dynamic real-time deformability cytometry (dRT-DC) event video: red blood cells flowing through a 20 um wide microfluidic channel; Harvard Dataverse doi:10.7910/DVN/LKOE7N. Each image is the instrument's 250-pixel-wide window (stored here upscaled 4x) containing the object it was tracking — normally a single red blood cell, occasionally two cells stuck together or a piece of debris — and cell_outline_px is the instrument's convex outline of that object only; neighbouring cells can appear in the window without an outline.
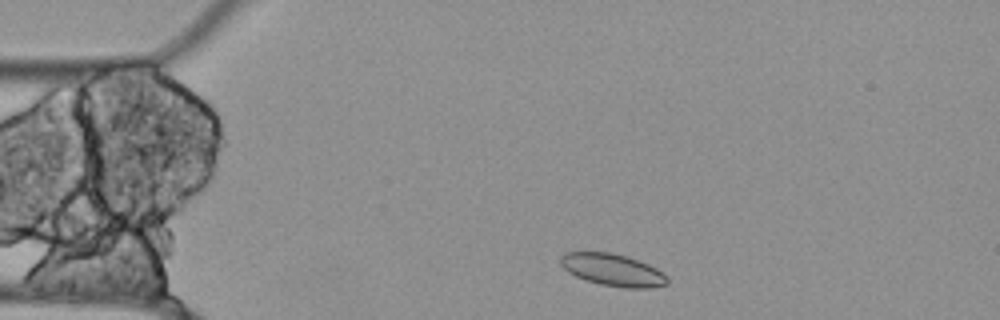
{"species": "Egyptian fruit bat (a non-hibernating species)", "species_latin": "Rousettus aegyptiacus", "temperature_condition": "cold", "stored_images_in_passage": 47, "camera_frame_rate_fps": 3000, "um_per_image_px": 0.085, "animal": {"sex": "female"}, "frame": {"image": 1, "passage_image": 2, "time_ms": 0.333, "image_size_px": [1000, 320], "cell_outline_px": [[668, 284], [652, 288], [624, 288], [600, 284], [576, 276], [568, 272], [560, 264], [560, 256], [564, 252], [612, 252], [628, 256], [648, 264], [664, 272], [668, 276]], "centroid_in_image_um": [52.11, 22.94], "position_along_channel_um": 32.9, "area_um2": 20.23}}
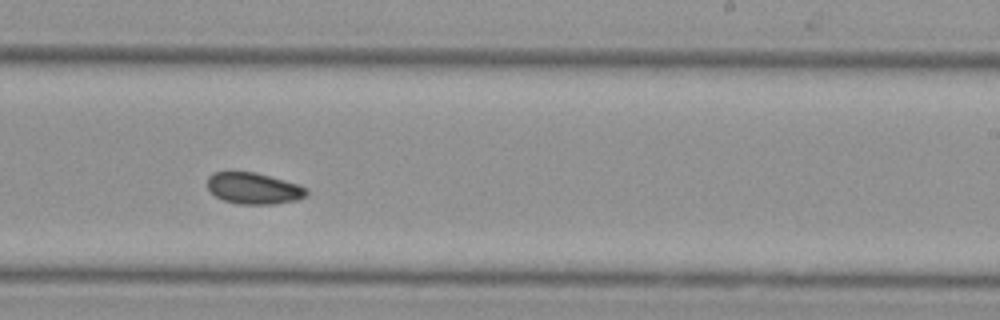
{"frame": {"image": 2, "passage_image": 25, "time_ms": 8.0, "image_size_px": [1000, 320], "cell_outline_px": [[308, 196], [296, 200], [272, 204], [240, 204], [224, 200], [216, 196], [208, 188], [208, 176], [212, 172], [256, 172], [284, 180], [308, 188]], "centroid_in_image_um": [21.58, 16.01], "position_along_channel_um": 267.4, "area_um2": 18.03}}
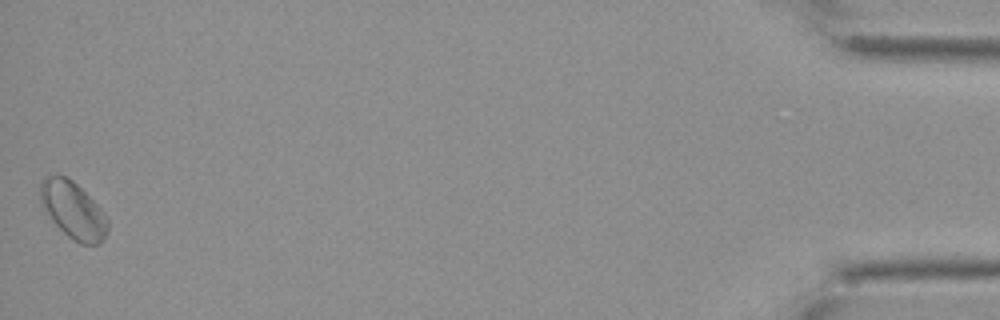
{"frame": {"image": 3, "passage_image": 47, "time_ms": 15.333, "image_size_px": [1000, 320], "cell_outline_px": [[108, 232], [100, 244], [80, 244], [68, 236], [52, 220], [40, 204], [40, 184], [44, 176], [56, 172], [68, 176], [100, 208], [108, 220]], "centroid_in_image_um": [6.18, 17.82], "position_along_channel_um": 429.0, "area_um2": 22.43}, "authors_computed_cell_mechanics": {"area_um2": 19.0162, "velocity_mm_per_s": 3.4737, "shape_relaxation_time_tau1_ms": null, "shape_relaxation_time_tau2_ms": 7.002, "deformation_change_tau1": null, "deformation_change_tau2": 0.0639}}